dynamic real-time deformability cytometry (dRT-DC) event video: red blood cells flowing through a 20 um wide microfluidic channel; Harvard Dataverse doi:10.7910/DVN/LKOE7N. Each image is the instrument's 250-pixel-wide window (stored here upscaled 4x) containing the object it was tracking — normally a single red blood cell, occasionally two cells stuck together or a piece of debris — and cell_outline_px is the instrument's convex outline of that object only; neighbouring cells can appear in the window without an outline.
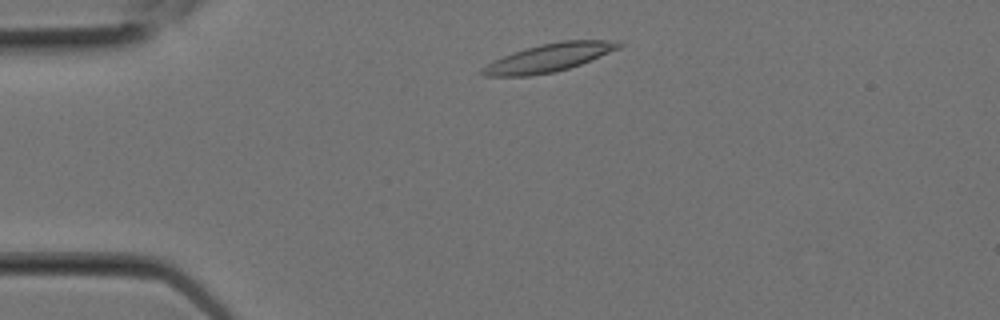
{"species": "Egyptian fruit bat (a non-hibernating species)", "species_latin": "Rousettus aegyptiacus", "temperature_condition": "room temperature", "stored_images_in_passage": 1, "camera_frame_rate_fps": 3000, "um_per_image_px": 0.085, "animal": {"sex": "female"}, "frame": {"image": 1, "passage_image": 1, "time_ms": 0.0, "image_size_px": [1000, 320], "cell_outline_px": [[624, 44], [620, 48], [580, 64], [556, 72], [528, 76], [484, 76], [476, 72], [480, 68], [512, 52], [560, 40], [620, 40]], "centroid_in_image_um": [46.67, 4.91], "position_along_channel_um": 38.3, "area_um2": 22.31}}